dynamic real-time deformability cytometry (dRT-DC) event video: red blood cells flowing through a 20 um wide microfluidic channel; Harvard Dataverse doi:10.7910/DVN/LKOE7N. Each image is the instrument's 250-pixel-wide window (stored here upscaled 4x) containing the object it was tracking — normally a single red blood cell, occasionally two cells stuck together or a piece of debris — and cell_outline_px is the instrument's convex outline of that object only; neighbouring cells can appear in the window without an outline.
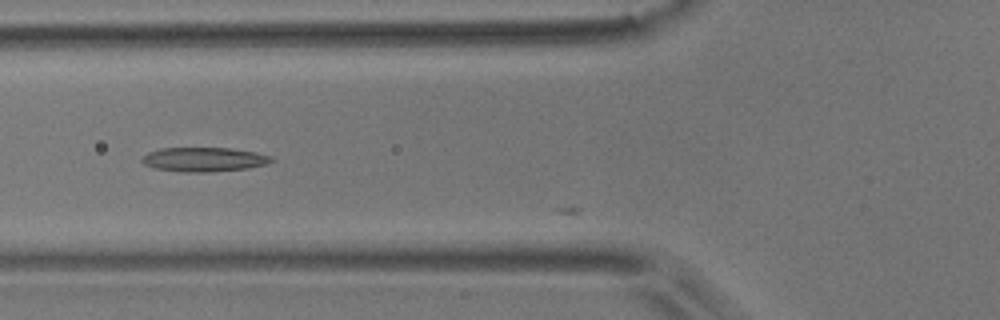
{"species": "common noctule bat (a hibernating species)", "species_latin": "Nyctalus noctula", "temperature_condition": "room temperature", "stored_images_in_passage": 10, "camera_frame_rate_fps": 3000, "um_per_image_px": 0.085, "animal": {"sex": "male", "body_mass_g": 17.9}, "frame": {"image": 1, "passage_image": 5, "time_ms": 1.333, "image_size_px": [1000, 320], "cell_outline_px": [[272, 160], [264, 164], [248, 168], [212, 172], [180, 172], [156, 168], [144, 164], [140, 160], [148, 152], [160, 148], [232, 148], [256, 152], [272, 156]], "centroid_in_image_um": [17.32, 13.55], "position_along_channel_um": 108.5, "area_um2": 18.26}}
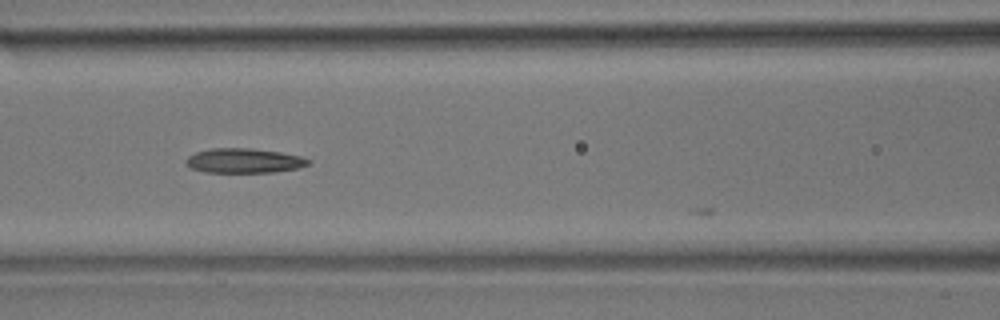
{"frame": {"image": 2, "passage_image": 8, "time_ms": 2.333, "image_size_px": [1000, 320], "cell_outline_px": [[312, 160], [308, 164], [296, 168], [276, 172], [204, 172], [188, 168], [184, 164], [184, 160], [188, 156], [196, 152], [208, 148], [252, 148], [280, 152], [300, 156]], "centroid_in_image_um": [20.67, 13.65], "position_along_channel_um": 145.9, "area_um2": 17.74}}